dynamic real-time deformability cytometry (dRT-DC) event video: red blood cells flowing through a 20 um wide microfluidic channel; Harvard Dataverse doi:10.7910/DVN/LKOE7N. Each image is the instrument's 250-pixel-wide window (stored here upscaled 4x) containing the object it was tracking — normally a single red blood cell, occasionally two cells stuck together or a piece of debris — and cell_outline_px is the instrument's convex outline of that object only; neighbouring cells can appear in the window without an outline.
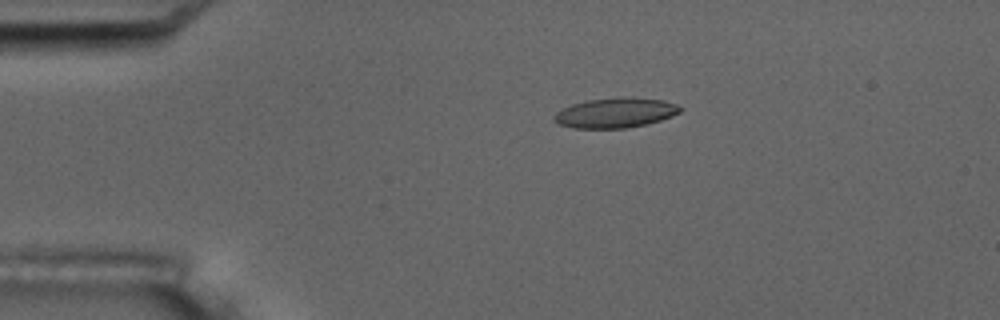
{"species": "common noctule bat (a hibernating species)", "species_latin": "Nyctalus noctula", "temperature_condition": "room temperature", "stored_images_in_passage": 4, "camera_frame_rate_fps": 3000, "um_per_image_px": 0.085, "animal": {"sex": "male", "body_mass_g": 17.5, "forearm_length_mm": 52.3}, "frame": {"image": 1, "passage_image": 3, "time_ms": 3.0, "image_size_px": [1000, 320], "cell_outline_px": [[684, 108], [680, 112], [672, 116], [660, 120], [644, 124], [624, 128], [572, 128], [556, 124], [552, 120], [556, 112], [572, 104], [588, 100], [620, 96], [632, 96], [664, 100], [676, 104]], "centroid_in_image_um": [52.31, 9.57], "position_along_channel_um": 32.7, "area_um2": 22.25}}